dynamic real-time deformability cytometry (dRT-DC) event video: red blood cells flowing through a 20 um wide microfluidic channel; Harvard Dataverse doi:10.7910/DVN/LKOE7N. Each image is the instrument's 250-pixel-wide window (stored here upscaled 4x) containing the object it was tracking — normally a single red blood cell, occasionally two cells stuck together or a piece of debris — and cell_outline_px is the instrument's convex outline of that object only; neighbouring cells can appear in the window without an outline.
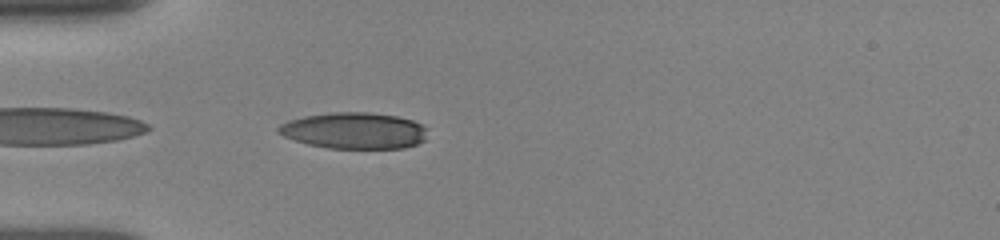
{"species": "human", "species_latin": "Homo sapiens", "temperature_condition": "room temperature", "stored_images_in_passage": 5, "camera_frame_rate_fps": 3000, "um_per_image_px": 0.085, "donor": {"sex": "female"}, "frame": {"image": 1, "passage_image": 2, "time_ms": 0.333, "image_size_px": [1000, 240], "cell_outline_px": [[428, 128], [424, 140], [416, 144], [404, 148], [328, 148], [308, 144], [284, 136], [276, 132], [276, 128], [280, 124], [288, 120], [304, 116], [332, 112], [368, 112], [396, 116], [412, 120]], "centroid_in_image_um": [30.09, 11.1], "position_along_channel_um": 54.9, "area_um2": 31.56}}